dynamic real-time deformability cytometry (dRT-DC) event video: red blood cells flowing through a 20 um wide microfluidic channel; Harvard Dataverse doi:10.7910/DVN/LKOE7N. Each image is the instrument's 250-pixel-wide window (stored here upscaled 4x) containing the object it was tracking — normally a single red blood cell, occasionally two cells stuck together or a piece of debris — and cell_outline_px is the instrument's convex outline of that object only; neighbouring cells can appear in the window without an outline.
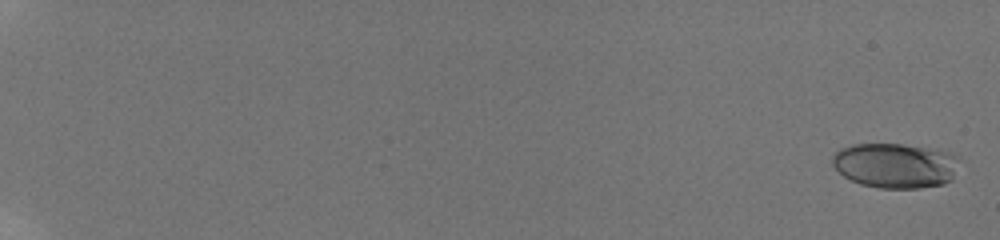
{"species": "human", "species_latin": "Homo sapiens", "temperature_condition": "room temperature", "stored_images_in_passage": 28, "camera_frame_rate_fps": 3000, "um_per_image_px": 0.085, "donor": {"sex": "male"}, "frame": {"image": 1, "passage_image": 1, "time_ms": 0.0, "image_size_px": [1000, 240], "cell_outline_px": [[956, 156], [952, 180], [944, 184], [920, 188], [880, 188], [860, 184], [844, 176], [832, 164], [832, 156], [840, 148], [852, 144], [900, 144], [948, 152]], "centroid_in_image_um": [76.04, 14.07], "position_along_channel_um": 9.0, "area_um2": 32.77}}
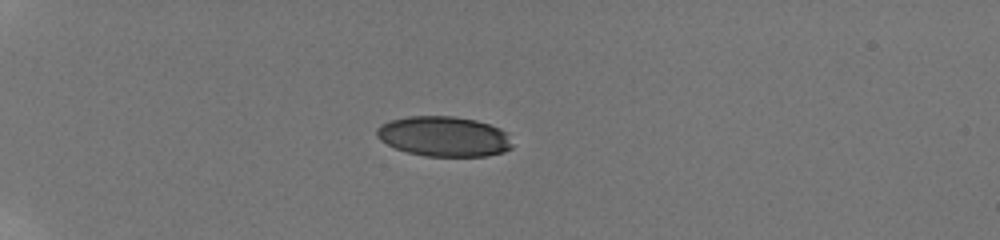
{"frame": {"image": 2, "passage_image": 24, "time_ms": 6.0, "image_size_px": [1000, 240], "cell_outline_px": [[512, 148], [504, 152], [488, 156], [424, 156], [408, 152], [396, 148], [380, 140], [376, 136], [376, 128], [380, 124], [392, 120], [408, 116], [452, 116], [476, 120], [500, 128], [508, 132], [512, 144]], "centroid_in_image_um": [37.75, 11.6], "position_along_channel_um": 47.2, "area_um2": 31.85}}